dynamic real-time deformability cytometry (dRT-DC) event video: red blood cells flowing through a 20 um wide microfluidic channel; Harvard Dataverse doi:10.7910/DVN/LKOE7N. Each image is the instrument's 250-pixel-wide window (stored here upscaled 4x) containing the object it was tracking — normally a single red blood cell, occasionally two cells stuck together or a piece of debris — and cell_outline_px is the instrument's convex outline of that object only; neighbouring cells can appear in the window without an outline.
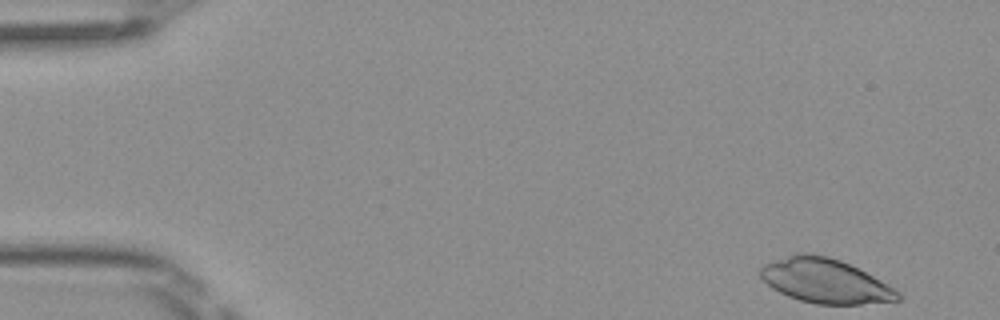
{"species": "Egyptian fruit bat (a non-hibernating species)", "species_latin": "Rousettus aegyptiacus", "temperature_condition": "room temperature", "stored_images_in_passage": 4, "camera_frame_rate_fps": 3000, "um_per_image_px": 0.085, "frame": {"image": 1, "passage_image": 1, "time_ms": 0.0, "image_size_px": [1000, 320], "cell_outline_px": [[900, 300], [860, 304], [816, 304], [800, 300], [788, 296], [772, 288], [760, 276], [760, 268], [764, 264], [788, 256], [828, 256], [840, 260], [880, 280], [900, 292]], "centroid_in_image_um": [70.16, 23.92], "position_along_channel_um": 14.8, "area_um2": 34.39}}